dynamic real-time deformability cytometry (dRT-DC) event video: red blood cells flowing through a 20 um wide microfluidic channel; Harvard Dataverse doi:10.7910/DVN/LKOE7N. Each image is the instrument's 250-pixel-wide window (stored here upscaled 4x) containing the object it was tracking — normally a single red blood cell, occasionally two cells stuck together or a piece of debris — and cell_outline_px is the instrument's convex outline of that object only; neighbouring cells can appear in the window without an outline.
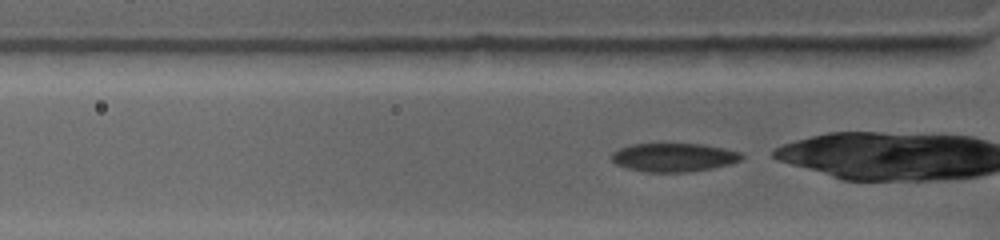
{"species": "common noctule bat (a hibernating species)", "species_latin": "Nyctalus noctula", "temperature_condition": "warm", "stored_images_in_passage": 46, "camera_frame_rate_fps": 4500, "um_per_image_px": 0.085, "animal": {"sex": "female", "body_mass_g": 19.0, "forearm_length_mm": 53.3}, "frame": {"image": 1, "passage_image": 6, "time_ms": 1.556, "image_size_px": [1000, 240], "cell_outline_px": [[744, 156], [740, 160], [728, 164], [712, 168], [688, 172], [644, 172], [628, 168], [616, 164], [612, 160], [612, 152], [620, 148], [632, 144], [704, 144], [724, 148], [740, 152]], "centroid_in_image_um": [57.27, 13.38], "position_along_channel_um": 68.5, "area_um2": 21.56}}
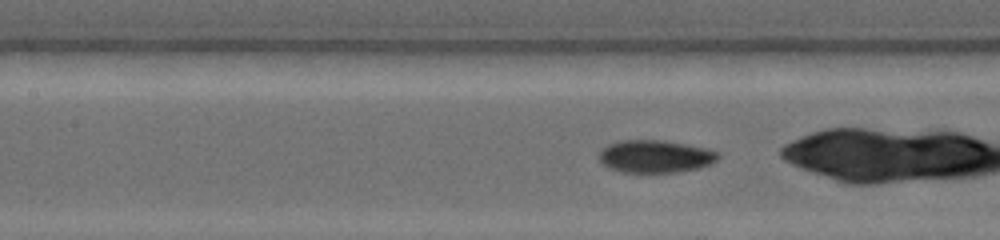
{"frame": {"image": 2, "passage_image": 17, "time_ms": 3.778, "image_size_px": [1000, 240], "cell_outline_px": [[720, 156], [712, 164], [700, 168], [676, 172], [648, 176], [620, 172], [608, 168], [600, 160], [600, 152], [608, 144], [620, 140], [664, 140], [704, 148], [716, 152]], "centroid_in_image_um": [55.67, 13.35], "position_along_channel_um": 151.7, "area_um2": 23.29}}
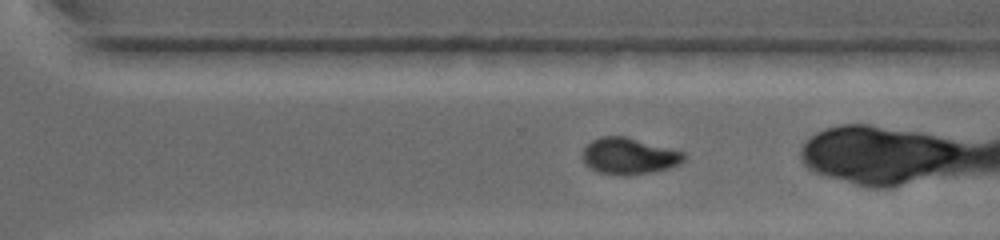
{"frame": {"image": 3, "passage_image": 34, "time_ms": 8.222, "image_size_px": [1000, 240], "cell_outline_px": [[684, 160], [680, 164], [668, 168], [652, 172], [628, 176], [624, 176], [596, 172], [588, 168], [584, 164], [580, 156], [580, 152], [592, 140], [600, 136], [624, 136], [684, 152]], "centroid_in_image_um": [53.39, 13.28], "position_along_channel_um": 317.2, "area_um2": 21.79}}